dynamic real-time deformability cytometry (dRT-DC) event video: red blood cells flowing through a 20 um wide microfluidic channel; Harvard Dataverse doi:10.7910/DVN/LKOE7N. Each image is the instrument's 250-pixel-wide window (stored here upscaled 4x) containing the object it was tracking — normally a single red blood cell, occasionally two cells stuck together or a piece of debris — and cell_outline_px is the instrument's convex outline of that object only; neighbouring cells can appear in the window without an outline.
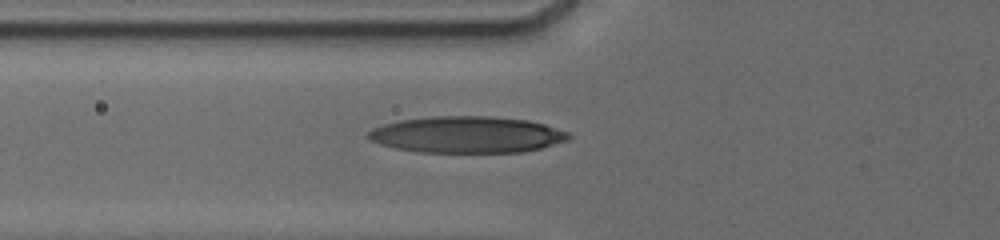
{"species": "human", "species_latin": "Homo sapiens", "temperature_condition": "cold", "stored_images_in_passage": 29, "camera_frame_rate_fps": 3000, "um_per_image_px": 0.085, "donor": {"sex": "male"}, "frame": {"image": 1, "passage_image": 28, "time_ms": 7.0, "image_size_px": [1000, 240], "cell_outline_px": [[572, 136], [568, 140], [540, 148], [524, 152], [420, 152], [396, 148], [380, 144], [372, 140], [368, 136], [368, 132], [372, 128], [384, 124], [400, 120], [432, 116], [492, 116], [528, 120], [544, 124], [568, 132]], "centroid_in_image_um": [39.71, 11.44], "position_along_channel_um": 86.1, "area_um2": 42.54}}